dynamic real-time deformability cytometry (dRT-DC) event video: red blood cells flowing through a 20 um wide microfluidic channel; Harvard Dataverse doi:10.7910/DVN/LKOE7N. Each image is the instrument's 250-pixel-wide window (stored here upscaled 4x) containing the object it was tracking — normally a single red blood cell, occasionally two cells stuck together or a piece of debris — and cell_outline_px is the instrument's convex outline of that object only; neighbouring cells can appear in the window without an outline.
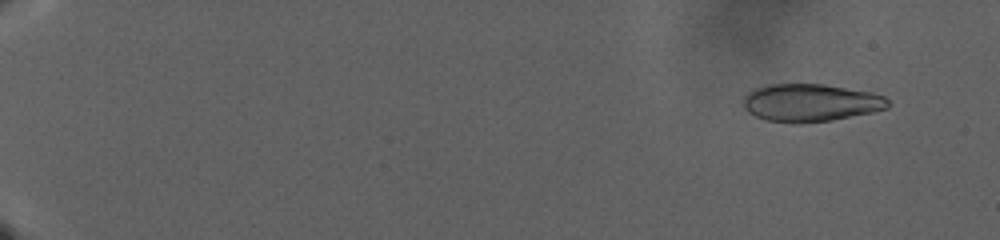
{"species": "human", "species_latin": "Homo sapiens", "temperature_condition": "warm", "stored_images_in_passage": 173, "camera_frame_rate_fps": 3000, "um_per_image_px": 0.085, "donor": {"sex": "male"}, "frame": {"image": 1, "passage_image": 16, "time_ms": 5.0, "image_size_px": [1000, 240], "cell_outline_px": [[892, 104], [888, 108], [872, 112], [832, 120], [800, 124], [792, 124], [768, 120], [756, 116], [748, 112], [744, 108], [744, 96], [752, 88], [764, 84], [824, 84], [872, 92], [884, 96]], "centroid_in_image_um": [68.89, 8.73], "position_along_channel_um": 16.1, "area_um2": 32.19}}
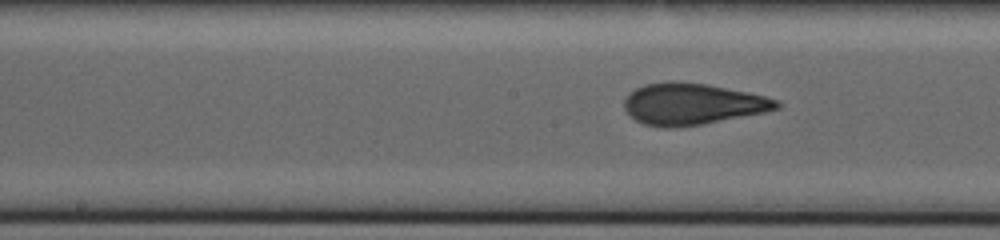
{"frame": {"image": 2, "passage_image": 102, "time_ms": 33.667, "image_size_px": [1000, 240], "cell_outline_px": [[780, 108], [768, 112], [700, 124], [672, 128], [664, 128], [644, 124], [636, 120], [624, 108], [624, 100], [628, 92], [644, 84], [668, 80], [672, 80], [708, 84], [748, 92], [780, 100]], "centroid_in_image_um": [58.85, 8.82], "position_along_channel_um": 189.3, "area_um2": 37.11}}
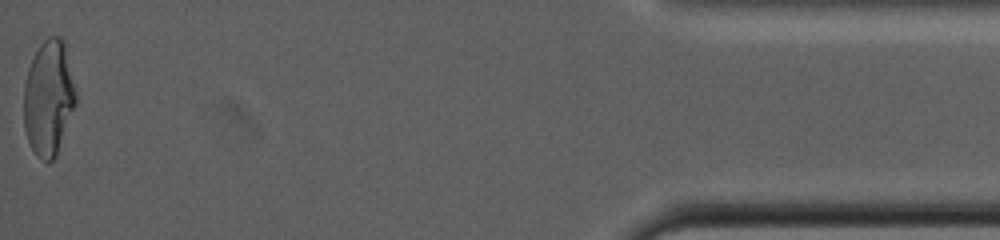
{"frame": {"image": 3, "passage_image": 173, "time_ms": 57.333, "image_size_px": [1000, 240], "cell_outline_px": [[76, 104], [56, 156], [48, 164], [36, 156], [28, 140], [24, 128], [24, 84], [28, 68], [40, 44], [48, 36], [60, 36], [64, 40], [76, 92]], "centroid_in_image_um": [4.13, 8.34], "position_along_channel_um": 431.1, "area_um2": 35.03}}